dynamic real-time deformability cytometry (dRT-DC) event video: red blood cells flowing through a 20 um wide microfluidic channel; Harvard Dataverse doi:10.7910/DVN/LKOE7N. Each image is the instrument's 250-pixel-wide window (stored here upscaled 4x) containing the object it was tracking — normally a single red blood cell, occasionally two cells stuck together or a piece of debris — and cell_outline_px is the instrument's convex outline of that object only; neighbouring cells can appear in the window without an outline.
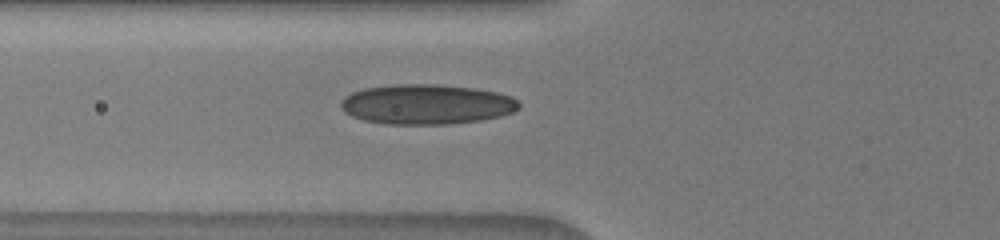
{"species": "human", "species_latin": "Homo sapiens", "temperature_condition": "warm", "stored_images_in_passage": 25, "camera_frame_rate_fps": 3000, "um_per_image_px": 0.085, "donor": {"sex": "male"}, "frame": {"image": 1, "passage_image": 4, "time_ms": 2.0, "image_size_px": [1000, 240], "cell_outline_px": [[520, 108], [512, 112], [500, 116], [480, 120], [448, 124], [384, 124], [364, 120], [352, 116], [344, 112], [340, 108], [340, 100], [344, 96], [352, 92], [364, 88], [396, 84], [436, 84], [476, 88], [500, 92], [512, 96], [520, 104]], "centroid_in_image_um": [36.25, 8.86], "position_along_channel_um": 89.6, "area_um2": 41.85}}
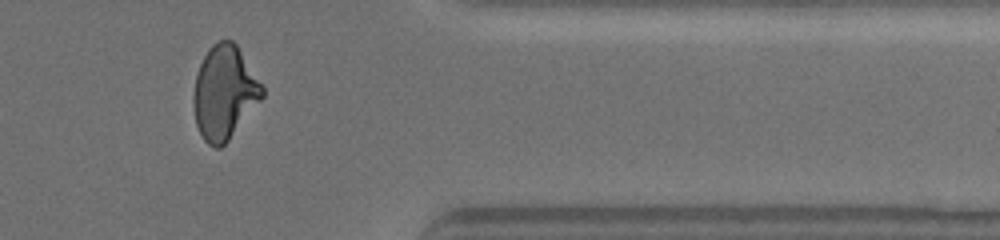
{"frame": {"image": 2, "passage_image": 18, "time_ms": 9.667, "image_size_px": [1000, 240], "cell_outline_px": [[264, 96], [228, 140], [220, 148], [216, 148], [208, 144], [204, 140], [196, 124], [192, 104], [192, 96], [196, 76], [200, 64], [208, 48], [212, 44], [220, 40], [232, 40], [236, 44], [264, 88]], "centroid_in_image_um": [19.05, 7.87], "position_along_channel_um": 392.4, "area_um2": 37.22}}